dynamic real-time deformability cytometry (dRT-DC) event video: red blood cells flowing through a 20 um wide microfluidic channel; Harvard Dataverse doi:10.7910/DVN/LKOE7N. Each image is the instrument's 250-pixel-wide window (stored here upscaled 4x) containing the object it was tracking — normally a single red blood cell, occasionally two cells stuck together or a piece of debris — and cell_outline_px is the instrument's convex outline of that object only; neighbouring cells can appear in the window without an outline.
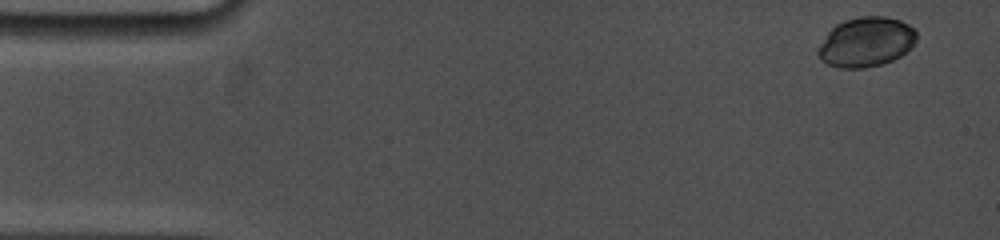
{"species": "common noctule bat (a hibernating species)", "species_latin": "Nyctalus noctula", "temperature_condition": "cold", "stored_images_in_passage": 24, "camera_frame_rate_fps": 5000, "um_per_image_px": 0.085, "animal": {"sex": "female", "body_mass_g": 19.0, "forearm_length_mm": 53.3}, "frame": {"image": 1, "passage_image": 1, "time_ms": 0.0, "image_size_px": [1000, 240], "cell_outline_px": [[916, 40], [912, 48], [900, 56], [892, 60], [880, 64], [864, 68], [840, 68], [828, 64], [820, 60], [816, 52], [816, 48], [828, 32], [836, 24], [844, 20], [860, 16], [888, 16], [900, 20], [916, 28]], "centroid_in_image_um": [73.62, 3.56], "position_along_channel_um": 11.4, "area_um2": 28.84}}
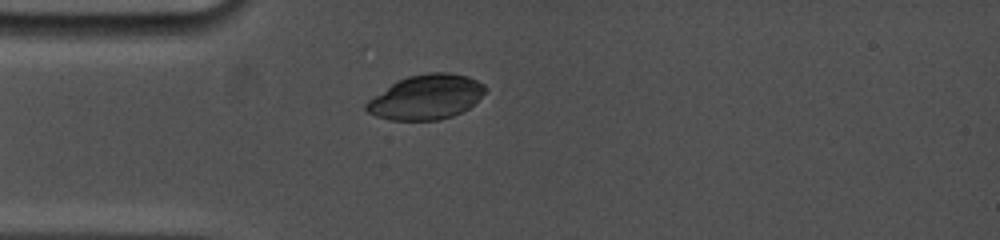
{"frame": {"image": 2, "passage_image": 7, "time_ms": 3.8, "image_size_px": [1000, 240], "cell_outline_px": [[488, 88], [468, 108], [452, 116], [436, 120], [392, 120], [376, 116], [368, 112], [364, 108], [364, 104], [368, 100], [396, 80], [408, 76], [428, 72], [448, 72], [468, 76], [484, 84]], "centroid_in_image_um": [36.2, 8.24], "position_along_channel_um": 48.8, "area_um2": 30.87}}